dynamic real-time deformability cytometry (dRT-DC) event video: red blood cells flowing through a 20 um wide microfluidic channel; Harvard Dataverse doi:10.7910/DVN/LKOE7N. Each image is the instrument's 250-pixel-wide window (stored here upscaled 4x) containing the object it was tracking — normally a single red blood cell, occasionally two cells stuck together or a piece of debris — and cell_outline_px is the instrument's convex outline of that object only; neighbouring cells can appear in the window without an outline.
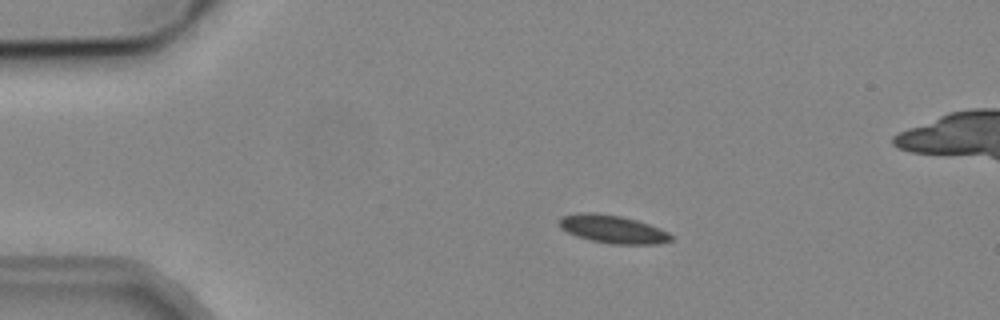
{"species": "common noctule bat (a hibernating species)", "species_latin": "Nyctalus noctula", "temperature_condition": "cold", "stored_images_in_passage": 17, "camera_frame_rate_fps": 3000, "um_per_image_px": 0.085, "animal": {"sex": "male", "body_mass_g": 19.2, "forearm_length_mm": 51.8}, "frame": {"image": 1, "passage_image": 12, "time_ms": 3.667, "image_size_px": [1000, 320], "cell_outline_px": [[672, 240], [656, 244], [612, 244], [592, 240], [576, 236], [560, 228], [556, 220], [560, 216], [580, 212], [596, 212], [620, 216], [636, 220], [660, 228], [668, 232], [672, 236]], "centroid_in_image_um": [52.02, 19.46], "position_along_channel_um": 33.0, "area_um2": 18.38}}